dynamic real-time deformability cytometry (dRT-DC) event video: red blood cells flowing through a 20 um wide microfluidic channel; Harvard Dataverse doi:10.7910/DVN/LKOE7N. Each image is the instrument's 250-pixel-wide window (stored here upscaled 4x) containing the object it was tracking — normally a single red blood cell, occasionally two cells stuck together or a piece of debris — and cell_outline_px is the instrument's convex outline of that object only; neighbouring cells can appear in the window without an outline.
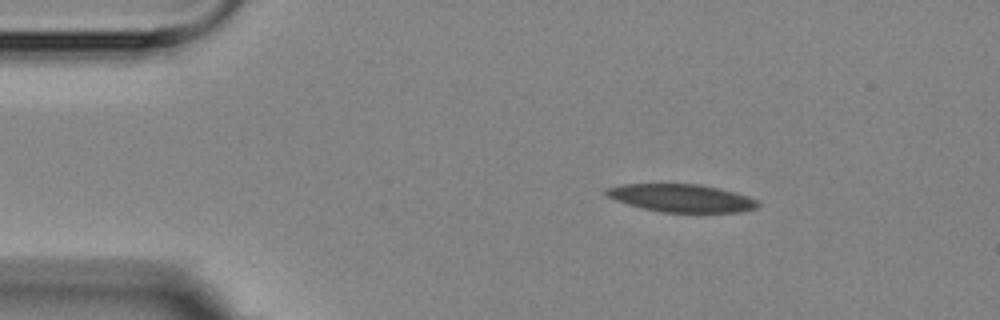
{"species": "Egyptian fruit bat (a non-hibernating species)", "species_latin": "Rousettus aegyptiacus", "temperature_condition": "room temperature", "stored_images_in_passage": 3, "camera_frame_rate_fps": 3000, "um_per_image_px": 0.085, "animal": {"sex": "female"}, "frame": {"image": 1, "passage_image": 1, "time_ms": 0.0, "image_size_px": [1000, 320], "cell_outline_px": [[760, 204], [756, 208], [744, 212], [660, 212], [628, 204], [616, 200], [608, 196], [604, 192], [604, 188], [620, 184], [696, 184], [720, 188], [748, 196], [756, 200]], "centroid_in_image_um": [57.92, 16.83], "position_along_channel_um": 27.1, "area_um2": 24.57}}
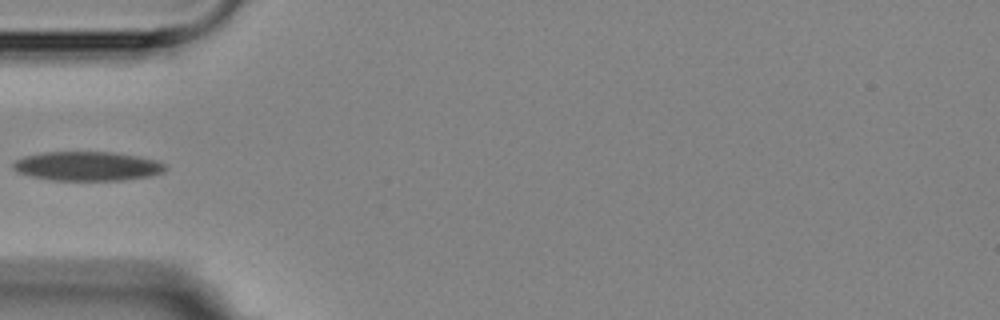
{"frame": {"image": 2, "passage_image": 3, "time_ms": 3.0, "image_size_px": [1000, 320], "cell_outline_px": [[168, 168], [164, 172], [152, 176], [124, 180], [52, 180], [32, 176], [20, 172], [12, 168], [12, 164], [16, 160], [24, 156], [44, 152], [112, 152], [136, 156], [156, 160], [164, 164]], "centroid_in_image_um": [7.46, 14.12], "position_along_channel_um": 77.5, "area_um2": 25.84}}